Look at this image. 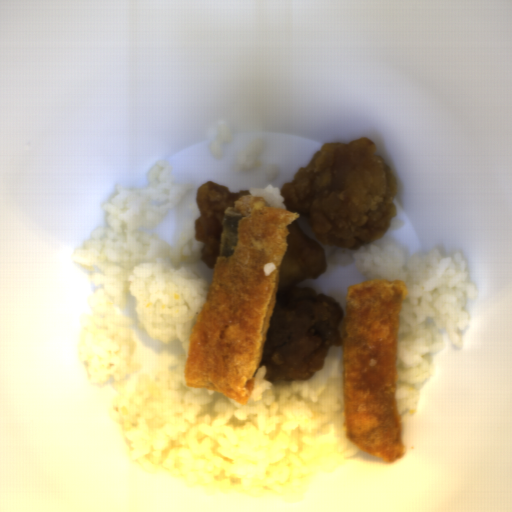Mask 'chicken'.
Instances as JSON below:
<instances>
[{
    "label": "chicken",
    "instance_id": "chicken-1",
    "mask_svg": "<svg viewBox=\"0 0 512 512\" xmlns=\"http://www.w3.org/2000/svg\"><path fill=\"white\" fill-rule=\"evenodd\" d=\"M279 189L286 211L298 213L323 245L339 249L381 239L397 212V178L370 137L324 143Z\"/></svg>",
    "mask_w": 512,
    "mask_h": 512
},
{
    "label": "chicken",
    "instance_id": "chicken-2",
    "mask_svg": "<svg viewBox=\"0 0 512 512\" xmlns=\"http://www.w3.org/2000/svg\"><path fill=\"white\" fill-rule=\"evenodd\" d=\"M289 246L282 258L278 290L259 367L269 383L309 381L322 371L333 347H342L339 326L341 303L331 296L297 285L318 279L328 261L321 244L301 232L295 220L288 224Z\"/></svg>",
    "mask_w": 512,
    "mask_h": 512
},
{
    "label": "chicken",
    "instance_id": "chicken-3",
    "mask_svg": "<svg viewBox=\"0 0 512 512\" xmlns=\"http://www.w3.org/2000/svg\"><path fill=\"white\" fill-rule=\"evenodd\" d=\"M240 196H251L250 190L230 192L228 186L206 181L196 191V206L200 216L194 221L195 241L203 242L201 261L215 269L220 256L224 215L228 207H235Z\"/></svg>",
    "mask_w": 512,
    "mask_h": 512
}]
</instances>
